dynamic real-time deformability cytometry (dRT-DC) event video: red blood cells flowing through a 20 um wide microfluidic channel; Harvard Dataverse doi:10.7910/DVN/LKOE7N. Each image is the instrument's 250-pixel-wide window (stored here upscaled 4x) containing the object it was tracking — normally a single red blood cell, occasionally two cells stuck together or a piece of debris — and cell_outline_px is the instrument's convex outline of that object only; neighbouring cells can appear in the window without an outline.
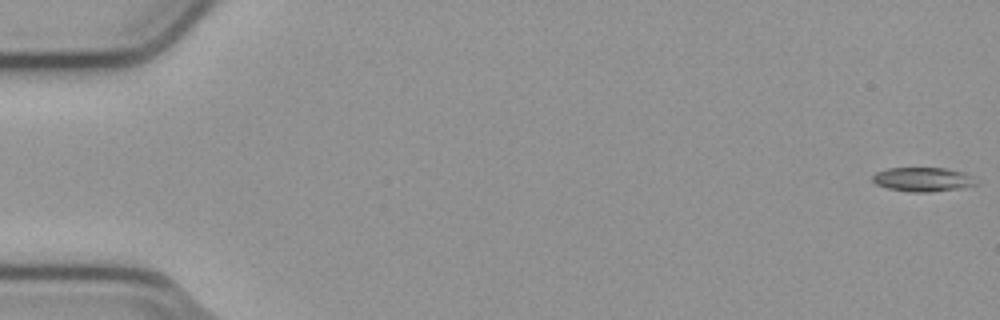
{"species": "common noctule bat (a hibernating species)", "species_latin": "Nyctalus noctula", "temperature_condition": "cold", "stored_images_in_passage": 55, "camera_frame_rate_fps": 3000, "um_per_image_px": 0.085, "animal": {"sex": "male", "body_mass_g": 23.1, "forearm_length_mm": 52.7}, "frame": {"image": 1, "passage_image": 1, "time_ms": 0.0, "image_size_px": [1000, 320], "cell_outline_px": [[980, 184], [960, 188], [928, 192], [908, 192], [888, 188], [876, 184], [872, 180], [872, 176], [876, 172], [888, 168], [948, 168], [964, 172], [972, 176]], "centroid_in_image_um": [78.46, 15.25], "position_along_channel_um": 6.5, "area_um2": 14.68}}
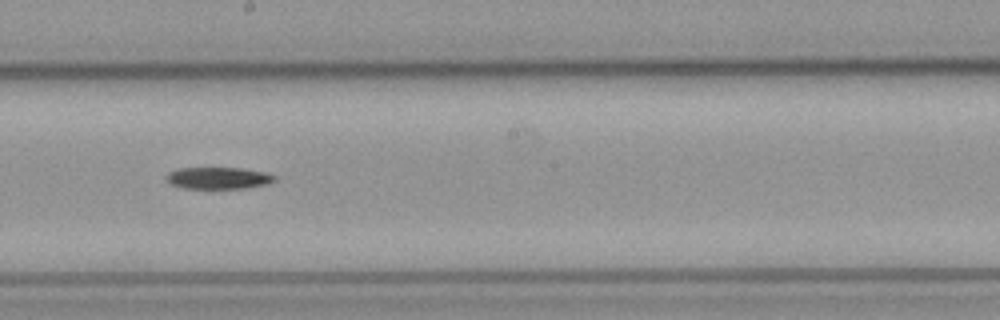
{"frame": {"image": 2, "passage_image": 31, "time_ms": 10.0, "image_size_px": [1000, 320], "cell_outline_px": [[276, 180], [268, 184], [248, 188], [184, 188], [172, 184], [164, 176], [168, 172], [180, 168], [240, 168], [264, 172], [276, 176]], "centroid_in_image_um": [18.58, 15.13], "position_along_channel_um": 229.6, "area_um2": 13.7}}
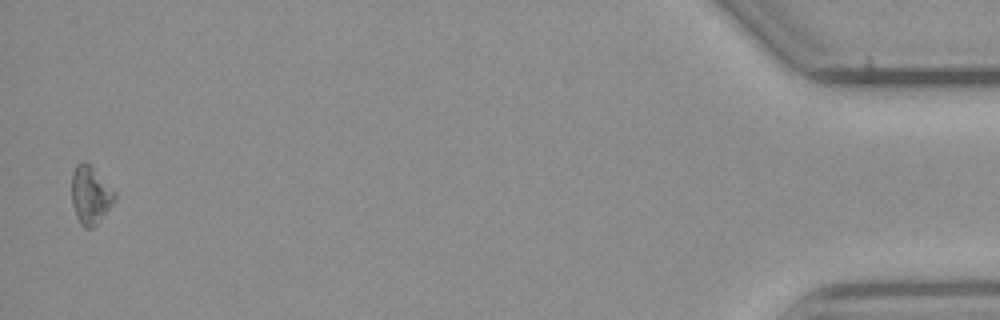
{"frame": {"image": 3, "passage_image": 54, "time_ms": 17.667, "image_size_px": [1000, 320], "cell_outline_px": [[116, 200], [100, 220], [92, 228], [84, 228], [80, 224], [76, 216], [72, 204], [72, 172], [76, 164], [84, 160], [116, 192]], "centroid_in_image_um": [7.68, 16.6], "position_along_channel_um": 427.5, "area_um2": 14.45}}